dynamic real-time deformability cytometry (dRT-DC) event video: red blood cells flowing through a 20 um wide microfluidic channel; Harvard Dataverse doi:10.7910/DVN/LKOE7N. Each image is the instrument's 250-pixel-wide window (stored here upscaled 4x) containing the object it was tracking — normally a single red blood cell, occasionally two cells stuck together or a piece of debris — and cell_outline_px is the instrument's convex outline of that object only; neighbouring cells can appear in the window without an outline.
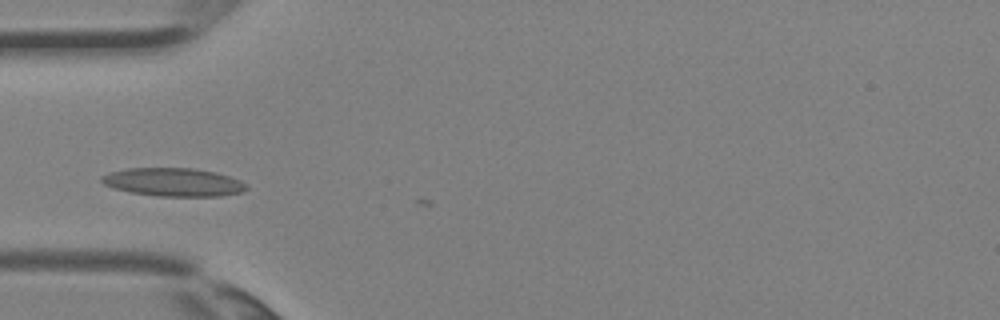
{"species": "Egyptian fruit bat (a non-hibernating species)", "species_latin": "Rousettus aegyptiacus", "temperature_condition": "room temperature", "stored_images_in_passage": 2, "camera_frame_rate_fps": 3000, "um_per_image_px": 0.085, "animal": {"sex": "female"}, "frame": {"image": 1, "passage_image": 2, "time_ms": 0.333, "image_size_px": [1000, 320], "cell_outline_px": [[248, 188], [244, 192], [220, 196], [156, 196], [132, 192], [112, 188], [104, 184], [100, 180], [100, 176], [108, 172], [128, 168], [192, 168], [216, 172], [240, 180], [248, 184]], "centroid_in_image_um": [14.74, 15.48], "position_along_channel_um": 70.3, "area_um2": 24.04}}